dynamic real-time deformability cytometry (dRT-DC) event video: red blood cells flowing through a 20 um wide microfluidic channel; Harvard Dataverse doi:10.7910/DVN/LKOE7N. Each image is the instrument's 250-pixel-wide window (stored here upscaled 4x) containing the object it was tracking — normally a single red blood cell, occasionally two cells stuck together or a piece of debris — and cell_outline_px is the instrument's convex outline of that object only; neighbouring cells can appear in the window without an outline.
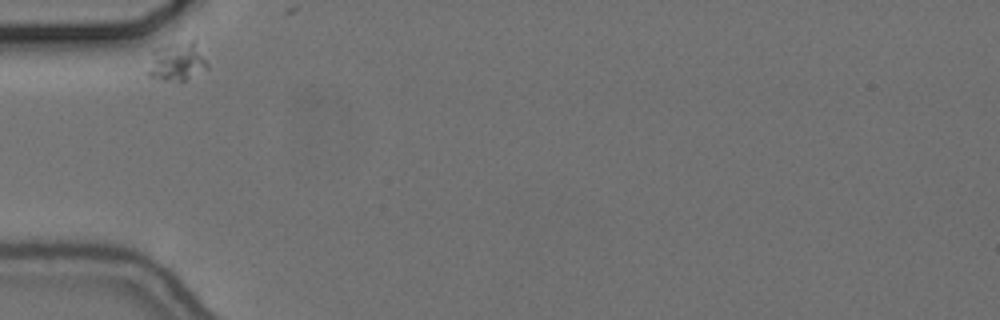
{"species": "common noctule bat (a hibernating species)", "species_latin": "Nyctalus noctula", "temperature_condition": "cold", "stored_images_in_passage": 31, "camera_frame_rate_fps": 3000, "um_per_image_px": 0.085, "animal": {"sex": "female", "body_mass_g": 24.6, "forearm_length_mm": 56.2}, "frame": {"image": 1, "passage_image": 1, "time_ms": 0.0, "image_size_px": [1000, 320], "cell_outline_px": [[208, 68], [184, 80], [164, 80], [148, 76], [148, 72], [152, 52], [168, 44], [188, 40], [196, 40], [208, 64]], "centroid_in_image_um": [15.08, 5.21], "position_along_channel_um": 69.9, "area_um2": 13.18}}
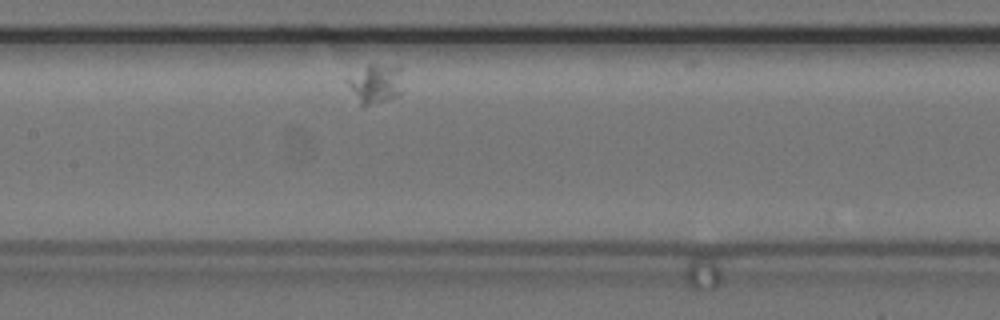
{"frame": {"image": 2, "passage_image": 12, "time_ms": 3.667, "image_size_px": [1000, 320], "cell_outline_px": [[400, 92], [396, 96], [384, 100], [368, 104], [360, 104], [348, 84], [348, 80], [368, 64], [400, 64]], "centroid_in_image_um": [31.97, 7.05], "position_along_channel_um": 175.4, "area_um2": 11.96}}
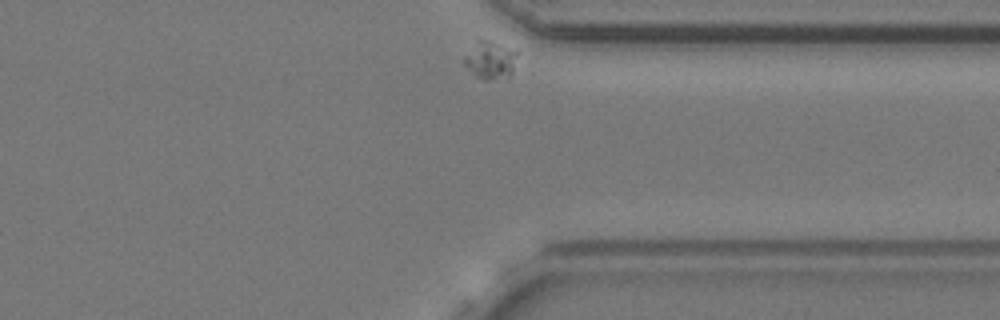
{"frame": {"image": 3, "passage_image": 31, "time_ms": 10.0, "image_size_px": [1000, 320], "cell_outline_px": [[516, 52], [512, 72], [508, 76], [488, 80], [484, 80], [476, 76], [464, 64], [464, 56], [476, 40], [488, 40], [508, 48]], "centroid_in_image_um": [41.62, 5.1], "position_along_channel_um": 369.8, "area_um2": 11.21}}